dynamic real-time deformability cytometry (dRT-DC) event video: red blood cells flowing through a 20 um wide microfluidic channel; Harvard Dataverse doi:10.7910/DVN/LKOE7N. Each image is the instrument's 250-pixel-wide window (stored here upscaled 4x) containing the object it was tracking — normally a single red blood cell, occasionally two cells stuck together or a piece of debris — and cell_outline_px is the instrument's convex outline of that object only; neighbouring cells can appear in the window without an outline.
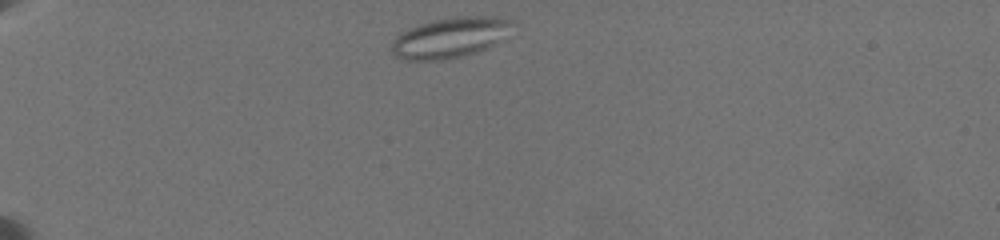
{"species": "common noctule bat (a hibernating species)", "species_latin": "Nyctalus noctula", "temperature_condition": "warm", "stored_images_in_passage": 11, "camera_frame_rate_fps": 3000, "um_per_image_px": 0.085, "animal": {"sex": "female", "body_mass_g": 19.5, "forearm_length_mm": 54.1}, "frame": {"image": 1, "passage_image": 3, "time_ms": 0.333, "image_size_px": [1000, 240], "cell_outline_px": [[516, 24], [496, 44], [476, 52], [464, 56], [440, 60], [404, 60], [396, 56], [392, 52], [392, 40], [396, 36], [420, 24], [432, 20], [460, 16], [492, 16], [512, 20]], "centroid_in_image_um": [38.29, 3.2], "position_along_channel_um": 46.7, "area_um2": 28.32}}